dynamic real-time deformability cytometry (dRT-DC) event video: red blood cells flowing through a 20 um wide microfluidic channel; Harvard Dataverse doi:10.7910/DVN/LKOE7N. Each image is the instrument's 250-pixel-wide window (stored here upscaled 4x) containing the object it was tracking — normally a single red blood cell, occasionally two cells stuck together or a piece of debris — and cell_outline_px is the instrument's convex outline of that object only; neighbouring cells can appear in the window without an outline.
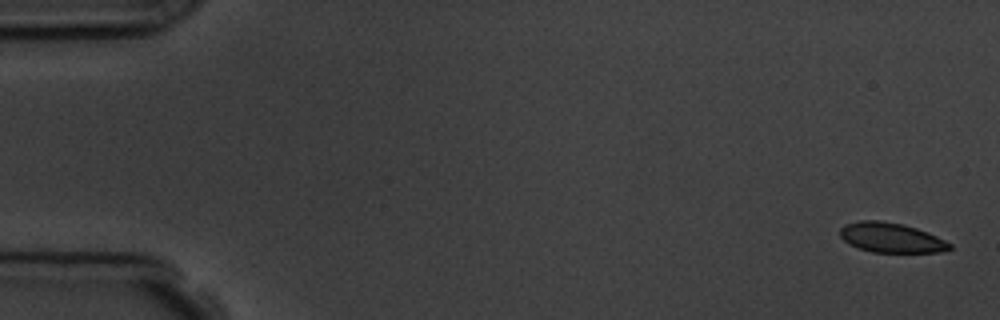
{"species": "common noctule bat (a hibernating species)", "species_latin": "Nyctalus noctula", "temperature_condition": "room temperature", "stored_images_in_passage": 6, "segment_of_instrument_passage": [2, 2], "camera_frame_rate_fps": 3000, "um_per_image_px": 0.085, "animal": {"sex": "male", "body_mass_g": 19.5, "forearm_length_mm": 54.6}, "frame": {"image": 1, "passage_image": 6, "time_ms": 6.0, "image_size_px": [1000, 320], "cell_outline_px": [[952, 248], [940, 252], [872, 252], [860, 248], [844, 240], [840, 236], [840, 228], [844, 224], [860, 220], [880, 220], [904, 224], [928, 232], [952, 244]], "centroid_in_image_um": [75.75, 20.19], "position_along_channel_um": 9.3, "area_um2": 18.96}}